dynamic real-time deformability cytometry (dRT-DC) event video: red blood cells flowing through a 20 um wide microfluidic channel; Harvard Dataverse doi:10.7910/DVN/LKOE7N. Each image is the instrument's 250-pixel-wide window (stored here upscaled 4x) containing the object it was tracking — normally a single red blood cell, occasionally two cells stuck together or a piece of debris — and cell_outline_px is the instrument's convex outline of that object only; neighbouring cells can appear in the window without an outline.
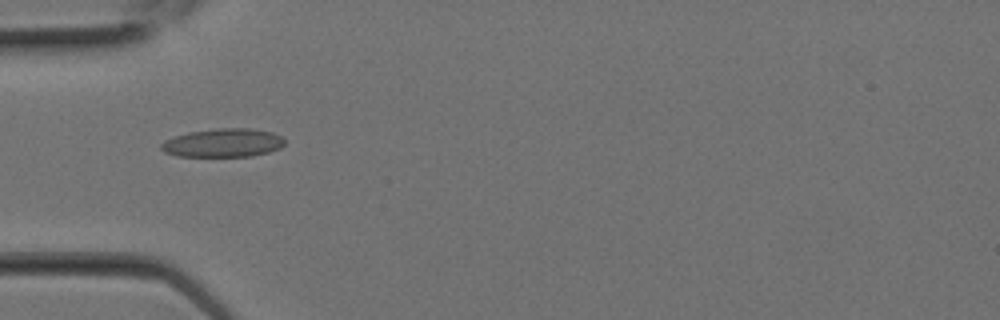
{"species": "Egyptian fruit bat (a non-hibernating species)", "species_latin": "Rousettus aegyptiacus", "temperature_condition": "room temperature", "stored_images_in_passage": 25, "camera_frame_rate_fps": 3000, "um_per_image_px": 0.085, "animal": {"sex": "female"}, "frame": {"image": 1, "passage_image": 8, "time_ms": 2.333, "image_size_px": [1000, 320], "cell_outline_px": [[284, 144], [280, 148], [268, 152], [252, 156], [176, 156], [164, 152], [160, 148], [160, 144], [164, 140], [188, 132], [216, 128], [248, 128], [272, 132], [280, 136], [284, 140]], "centroid_in_image_um": [18.93, 12.14], "position_along_channel_um": 66.1, "area_um2": 20.52}}
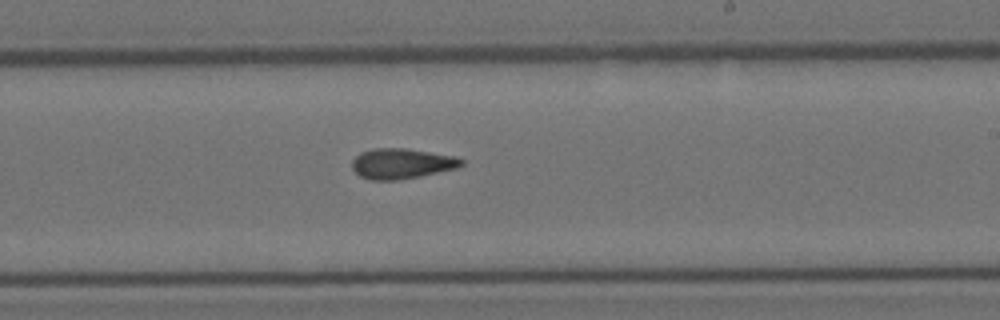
{"frame": {"image": 2, "passage_image": 15, "time_ms": 4.667, "image_size_px": [1000, 320], "cell_outline_px": [[464, 164], [456, 168], [420, 176], [396, 180], [372, 180], [360, 176], [352, 168], [352, 160], [360, 152], [372, 148], [404, 148], [456, 156], [464, 160]], "centroid_in_image_um": [34.13, 13.89], "position_along_channel_um": 254.9, "area_um2": 19.31}}
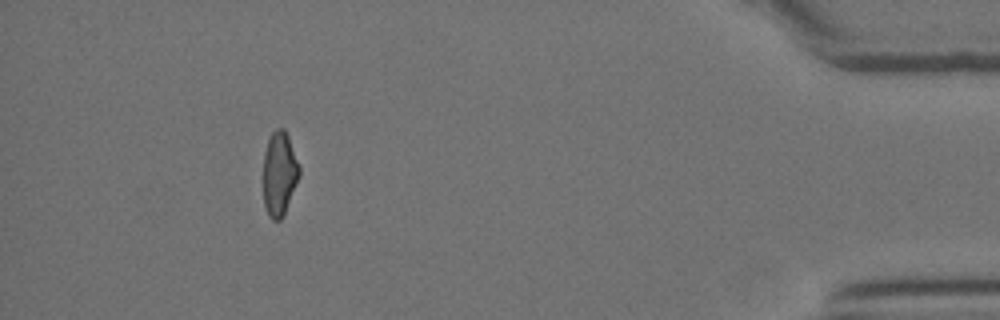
{"frame": {"image": 3, "passage_image": 23, "time_ms": 7.333, "image_size_px": [1000, 320], "cell_outline_px": [[300, 176], [284, 216], [280, 220], [272, 220], [268, 216], [264, 204], [264, 152], [268, 140], [272, 132], [276, 128], [284, 128], [288, 136], [300, 168]], "centroid_in_image_um": [23.75, 14.79], "position_along_channel_um": 411.4, "area_um2": 17.74}}